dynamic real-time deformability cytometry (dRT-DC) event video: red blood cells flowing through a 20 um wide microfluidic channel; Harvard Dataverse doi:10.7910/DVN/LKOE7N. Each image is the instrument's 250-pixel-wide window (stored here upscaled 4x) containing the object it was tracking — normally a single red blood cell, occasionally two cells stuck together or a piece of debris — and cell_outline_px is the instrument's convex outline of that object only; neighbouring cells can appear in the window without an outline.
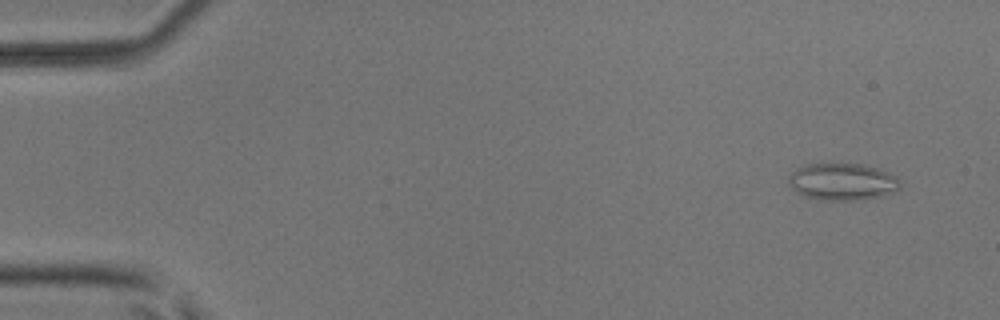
{"species": "common noctule bat (a hibernating species)", "species_latin": "Nyctalus noctula", "temperature_condition": "room temperature", "stored_images_in_passage": 17, "camera_frame_rate_fps": 3000, "um_per_image_px": 0.085, "animal": {"sex": "male", "body_mass_g": 17.9, "forearm_length_mm": 54.2}, "frame": {"image": 1, "passage_image": 4, "time_ms": 1.0, "image_size_px": [1000, 320], "cell_outline_px": [[900, 188], [896, 192], [880, 196], [852, 200], [824, 200], [800, 196], [788, 184], [788, 176], [796, 168], [804, 164], [864, 164], [888, 172], [896, 176], [900, 180]], "centroid_in_image_um": [71.58, 15.45], "position_along_channel_um": 13.4, "area_um2": 24.28}}